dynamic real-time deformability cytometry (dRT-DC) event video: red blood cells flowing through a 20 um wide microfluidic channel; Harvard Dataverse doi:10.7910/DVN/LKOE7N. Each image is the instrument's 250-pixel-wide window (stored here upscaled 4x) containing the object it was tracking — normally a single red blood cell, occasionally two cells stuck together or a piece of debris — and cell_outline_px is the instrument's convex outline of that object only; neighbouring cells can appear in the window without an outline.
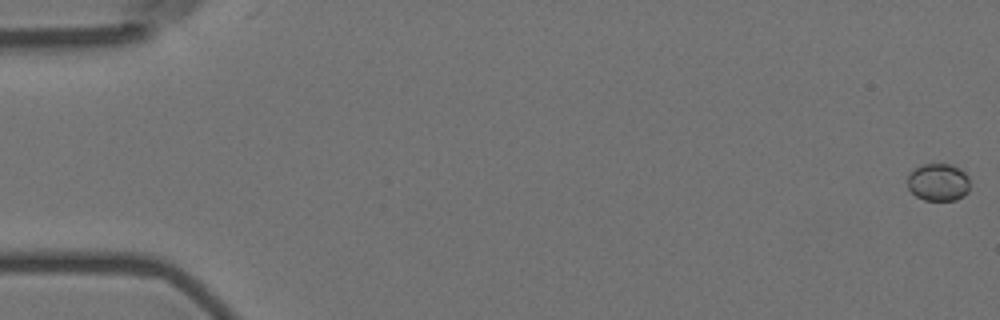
{"species": "Egyptian fruit bat (a non-hibernating species)", "species_latin": "Rousettus aegyptiacus", "temperature_condition": "room temperature", "stored_images_in_passage": 58, "camera_frame_rate_fps": 3000, "um_per_image_px": 0.085, "animal": {"sex": "female"}, "frame": {"image": 1, "passage_image": 1, "time_ms": 0.0, "image_size_px": [1000, 320], "cell_outline_px": [[968, 192], [964, 196], [956, 200], [924, 200], [916, 196], [908, 188], [908, 172], [920, 164], [952, 164], [960, 168], [968, 176]], "centroid_in_image_um": [79.74, 15.47], "position_along_channel_um": 5.3, "area_um2": 13.81}}
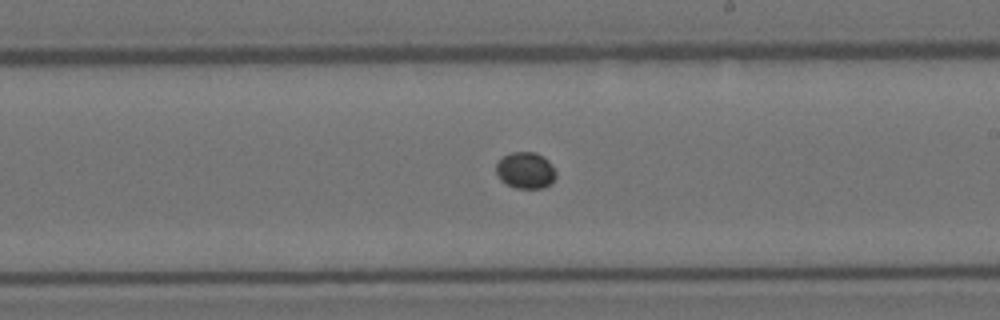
{"frame": {"image": 2, "passage_image": 34, "time_ms": 11.0, "image_size_px": [1000, 320], "cell_outline_px": [[556, 176], [552, 184], [544, 188], [516, 188], [500, 180], [496, 172], [496, 164], [504, 156], [512, 152], [536, 152], [544, 156], [552, 164], [556, 172]], "centroid_in_image_um": [44.71, 14.48], "position_along_channel_um": 244.3, "area_um2": 12.83}}
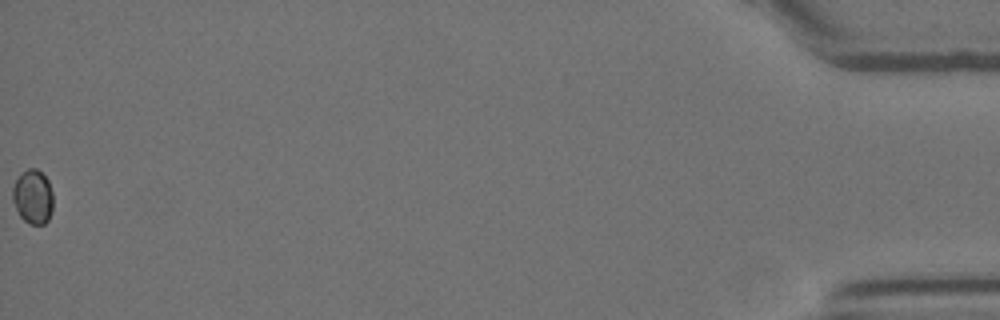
{"frame": {"image": 3, "passage_image": 58, "time_ms": 19.0, "image_size_px": [1000, 320], "cell_outline_px": [[52, 212], [48, 220], [44, 224], [28, 224], [20, 216], [12, 200], [12, 188], [20, 172], [28, 168], [36, 168], [48, 180], [52, 192]], "centroid_in_image_um": [2.78, 16.72], "position_along_channel_um": 432.4, "area_um2": 12.89}}